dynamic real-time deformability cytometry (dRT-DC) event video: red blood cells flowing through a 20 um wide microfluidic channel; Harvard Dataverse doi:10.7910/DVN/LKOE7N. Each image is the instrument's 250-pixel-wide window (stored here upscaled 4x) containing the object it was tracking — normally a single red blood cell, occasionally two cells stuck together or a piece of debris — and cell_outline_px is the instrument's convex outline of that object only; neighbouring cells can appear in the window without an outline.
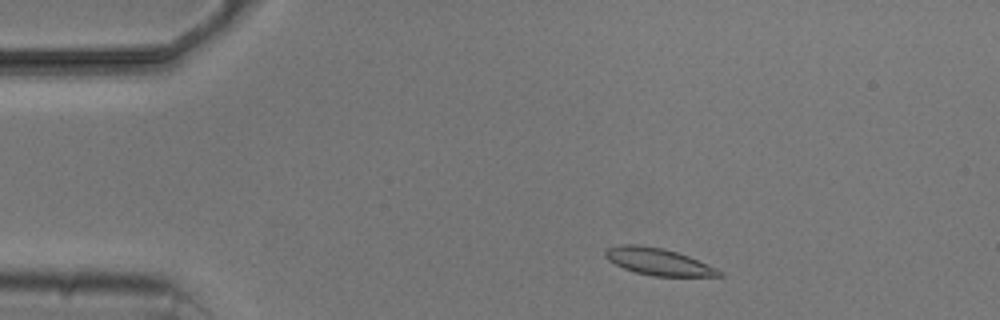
{"species": "common noctule bat (a hibernating species)", "species_latin": "Nyctalus noctula", "temperature_condition": "cold", "stored_images_in_passage": 4, "camera_frame_rate_fps": 3000, "um_per_image_px": 0.085, "animal": {"sex": "male", "body_mass_g": 20.5, "forearm_length_mm": 52.5}, "frame": {"image": 1, "passage_image": 2, "time_ms": 1.0, "image_size_px": [1000, 320], "cell_outline_px": [[724, 276], [652, 276], [636, 272], [624, 268], [608, 260], [604, 256], [604, 252], [608, 248], [620, 244], [636, 244], [664, 248], [688, 256], [716, 268], [724, 272]], "centroid_in_image_um": [55.95, 22.24], "position_along_channel_um": 29.1, "area_um2": 17.8}}
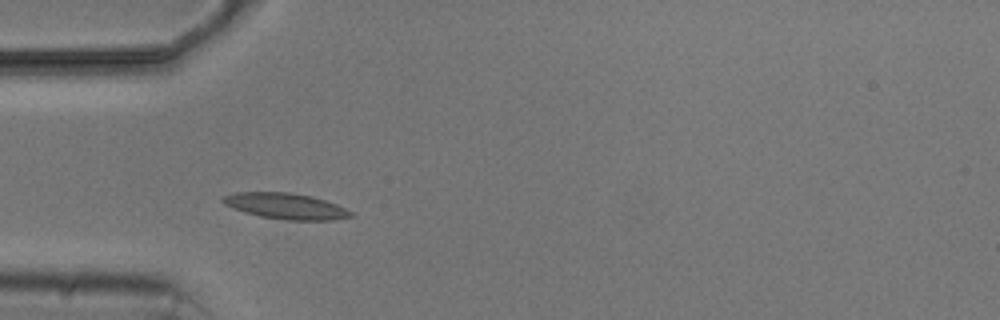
{"frame": {"image": 2, "passage_image": 3, "time_ms": 3.333, "image_size_px": [1000, 320], "cell_outline_px": [[352, 216], [332, 220], [288, 220], [260, 216], [244, 212], [232, 208], [224, 204], [220, 200], [224, 196], [236, 192], [288, 192], [312, 196], [336, 204], [352, 212]], "centroid_in_image_um": [24.25, 17.51], "position_along_channel_um": 60.7, "area_um2": 19.19}}
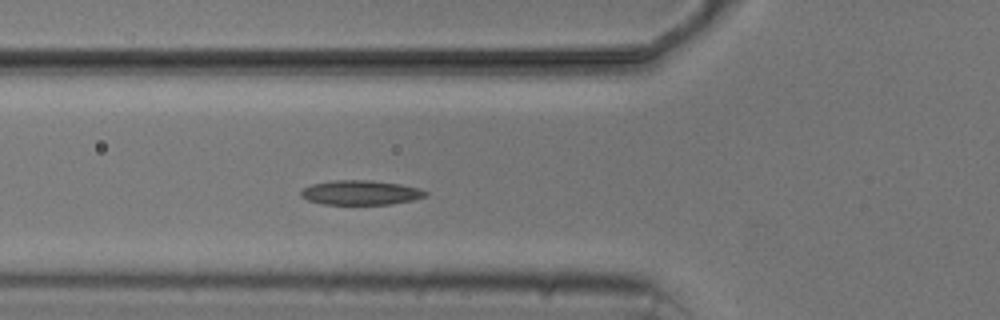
{"frame": {"image": 3, "passage_image": 4, "time_ms": 4.333, "image_size_px": [1000, 320], "cell_outline_px": [[428, 196], [412, 200], [392, 204], [324, 204], [308, 200], [300, 196], [300, 192], [304, 188], [312, 184], [332, 180], [372, 180], [400, 184], [420, 188], [428, 192]], "centroid_in_image_um": [30.68, 16.36], "position_along_channel_um": 95.1, "area_um2": 17.86}}